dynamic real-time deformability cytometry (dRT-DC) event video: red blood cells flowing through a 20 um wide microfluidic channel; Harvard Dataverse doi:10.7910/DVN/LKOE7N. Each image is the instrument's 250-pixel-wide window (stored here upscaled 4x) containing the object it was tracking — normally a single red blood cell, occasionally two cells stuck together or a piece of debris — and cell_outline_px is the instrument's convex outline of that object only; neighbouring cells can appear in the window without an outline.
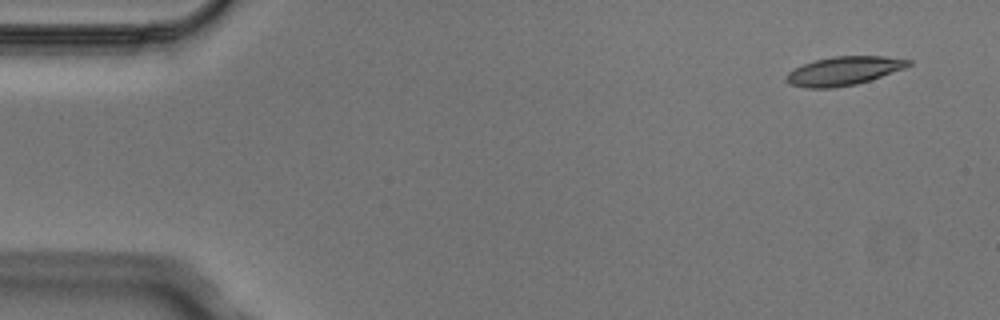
{"species": "Egyptian fruit bat (a non-hibernating species)", "species_latin": "Rousettus aegyptiacus", "temperature_condition": "cold", "stored_images_in_passage": 3, "camera_frame_rate_fps": 3000, "um_per_image_px": 0.085, "animal": {"sex": "male"}, "frame": {"image": 1, "passage_image": 1, "time_ms": 0.0, "image_size_px": [1000, 320], "cell_outline_px": [[912, 64], [904, 68], [856, 84], [832, 88], [804, 88], [788, 84], [784, 80], [784, 76], [792, 68], [816, 60], [832, 56], [884, 56], [912, 60]], "centroid_in_image_um": [71.64, 6.03], "position_along_channel_um": 13.4, "area_um2": 20.46}}
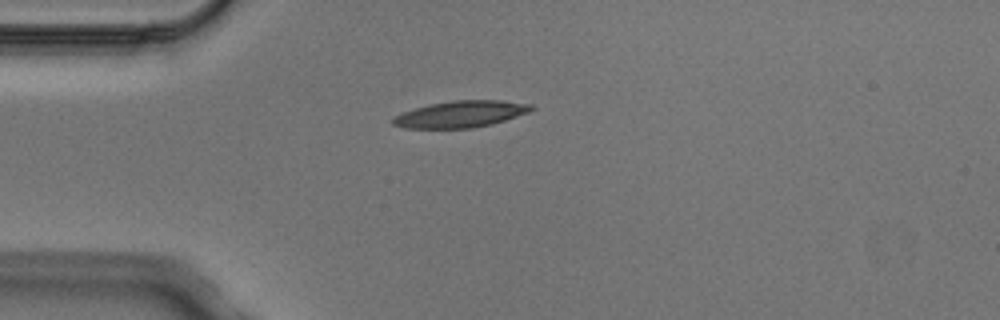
{"frame": {"image": 2, "passage_image": 3, "time_ms": 0.667, "image_size_px": [1000, 320], "cell_outline_px": [[536, 108], [528, 112], [492, 124], [472, 128], [404, 128], [392, 124], [392, 116], [428, 104], [452, 100], [500, 100], [532, 104]], "centroid_in_image_um": [39.15, 9.69], "position_along_channel_um": 45.9, "area_um2": 21.44}}